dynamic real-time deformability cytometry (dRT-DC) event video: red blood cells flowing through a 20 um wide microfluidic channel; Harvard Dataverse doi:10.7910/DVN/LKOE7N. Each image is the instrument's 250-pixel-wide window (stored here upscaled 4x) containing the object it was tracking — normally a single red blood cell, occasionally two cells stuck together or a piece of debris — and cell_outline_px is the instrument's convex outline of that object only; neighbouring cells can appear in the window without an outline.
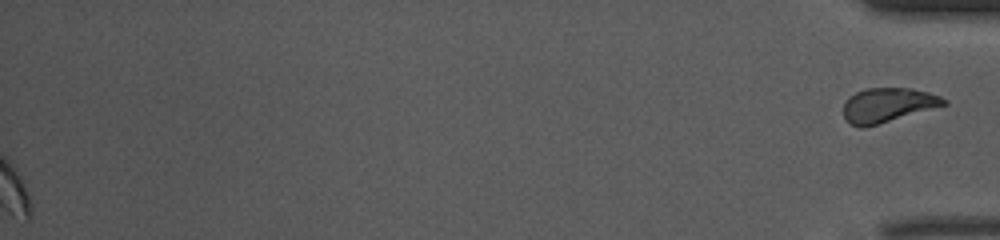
{"species": "common noctule bat (a hibernating species)", "species_latin": "Nyctalus noctula", "temperature_condition": "warm", "stored_images_in_passage": 40, "segment_of_instrument_passage": [2, 2], "camera_frame_rate_fps": 3000, "um_per_image_px": 0.085, "animal": {"sex": "female", "body_mass_g": 10.0, "forearm_length_mm": 53.1}, "frame": {"image": 1, "passage_image": 40, "time_ms": 13.0, "image_size_px": [1000, 240], "cell_outline_px": [[948, 104], [864, 128], [860, 128], [848, 124], [844, 120], [844, 104], [856, 92], [864, 88], [912, 88], [928, 92], [940, 96], [948, 100]], "centroid_in_image_um": [75.45, 8.94], "position_along_channel_um": 359.7, "area_um2": 20.11}}